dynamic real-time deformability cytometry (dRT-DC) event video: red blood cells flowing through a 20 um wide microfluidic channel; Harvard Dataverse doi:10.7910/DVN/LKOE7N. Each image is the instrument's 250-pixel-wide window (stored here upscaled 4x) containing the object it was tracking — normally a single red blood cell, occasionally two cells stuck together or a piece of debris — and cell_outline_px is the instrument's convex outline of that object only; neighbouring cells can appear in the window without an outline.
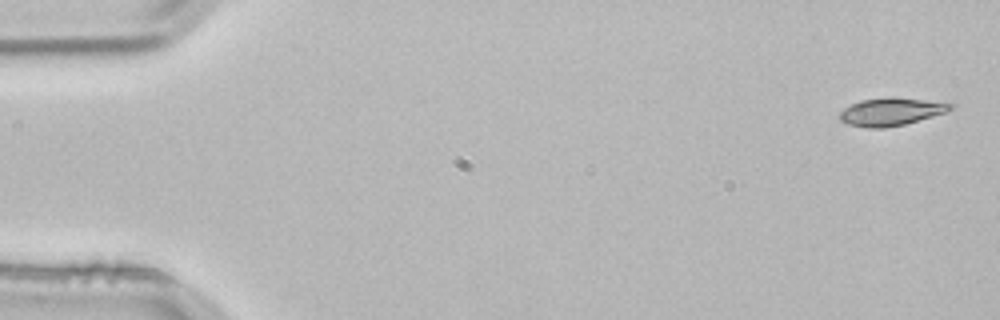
{"species": "common noctule bat (a hibernating species)", "species_latin": "Nyctalus noctula", "temperature_condition": "room temperature", "stored_images_in_passage": 2, "camera_frame_rate_fps": 3000, "um_per_image_px": 0.085, "animal": {"sex": "male", "body_mass_g": 21.5, "forearm_length_mm": 52.0}, "frame": {"image": 1, "passage_image": 1, "time_ms": 0.0, "image_size_px": [1000, 320], "cell_outline_px": [[956, 104], [952, 108], [944, 112], [932, 116], [904, 124], [884, 128], [868, 128], [848, 124], [840, 120], [836, 116], [844, 108], [860, 100], [920, 100]], "centroid_in_image_um": [75.66, 9.55], "position_along_channel_um": 9.3, "area_um2": 16.88}}